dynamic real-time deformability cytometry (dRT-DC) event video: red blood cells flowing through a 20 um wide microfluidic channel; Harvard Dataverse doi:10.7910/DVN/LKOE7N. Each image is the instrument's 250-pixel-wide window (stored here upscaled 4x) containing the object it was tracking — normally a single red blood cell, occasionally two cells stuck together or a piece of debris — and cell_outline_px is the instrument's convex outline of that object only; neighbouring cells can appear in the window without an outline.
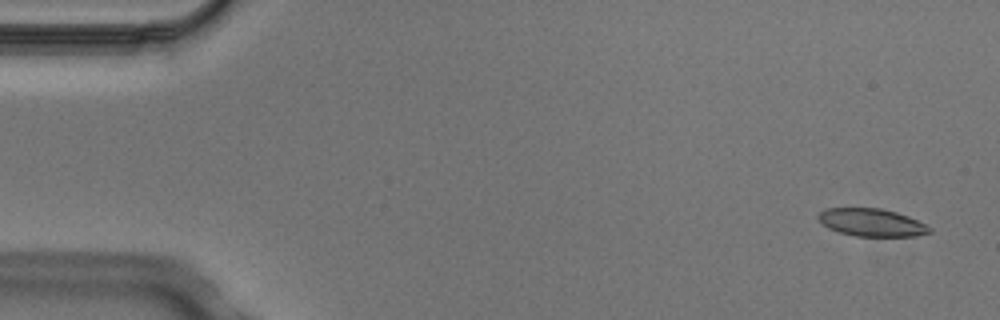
{"species": "Egyptian fruit bat (a non-hibernating species)", "species_latin": "Rousettus aegyptiacus", "temperature_condition": "cold", "stored_images_in_passage": 5, "camera_frame_rate_fps": 3000, "um_per_image_px": 0.085, "animal": {"sex": "male"}, "frame": {"image": 1, "passage_image": 1, "time_ms": 0.0, "image_size_px": [1000, 320], "cell_outline_px": [[932, 232], [916, 236], [856, 236], [840, 232], [828, 228], [816, 216], [824, 208], [880, 208], [896, 212], [908, 216], [932, 228]], "centroid_in_image_um": [74.09, 18.91], "position_along_channel_um": 10.9, "area_um2": 17.86}}